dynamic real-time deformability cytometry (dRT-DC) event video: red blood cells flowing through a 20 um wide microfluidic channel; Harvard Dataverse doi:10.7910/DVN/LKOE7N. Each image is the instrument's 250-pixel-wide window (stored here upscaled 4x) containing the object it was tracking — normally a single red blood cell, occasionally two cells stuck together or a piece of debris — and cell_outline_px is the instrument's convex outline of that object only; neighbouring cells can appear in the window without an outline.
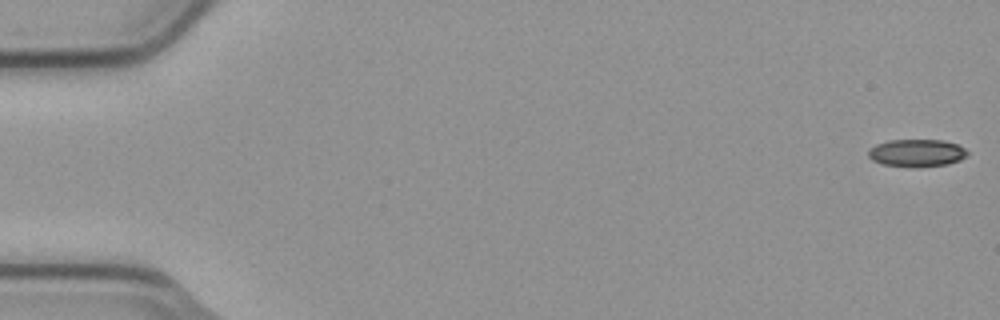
{"species": "common noctule bat (a hibernating species)", "species_latin": "Nyctalus noctula", "temperature_condition": "cold", "stored_images_in_passage": 7, "camera_frame_rate_fps": 3000, "um_per_image_px": 0.085, "animal": {"sex": "male", "body_mass_g": 23.1, "forearm_length_mm": 52.7}, "frame": {"image": 1, "passage_image": 1, "time_ms": 0.0, "image_size_px": [1000, 320], "cell_outline_px": [[968, 156], [960, 160], [948, 164], [884, 164], [872, 160], [868, 156], [868, 148], [876, 144], [888, 140], [944, 140], [956, 144], [964, 148], [968, 152]], "centroid_in_image_um": [77.92, 12.94], "position_along_channel_um": 7.1, "area_um2": 15.14}}
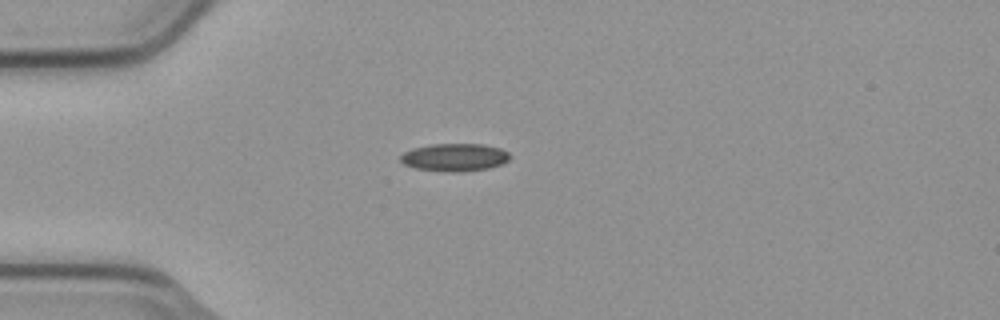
{"frame": {"image": 2, "passage_image": 5, "time_ms": 1.333, "image_size_px": [1000, 320], "cell_outline_px": [[512, 156], [508, 160], [500, 164], [488, 168], [460, 172], [448, 172], [416, 168], [404, 164], [400, 160], [400, 156], [404, 152], [412, 148], [432, 144], [484, 144], [500, 148], [508, 152]], "centroid_in_image_um": [38.65, 13.36], "position_along_channel_um": 46.4, "area_um2": 17.69}}
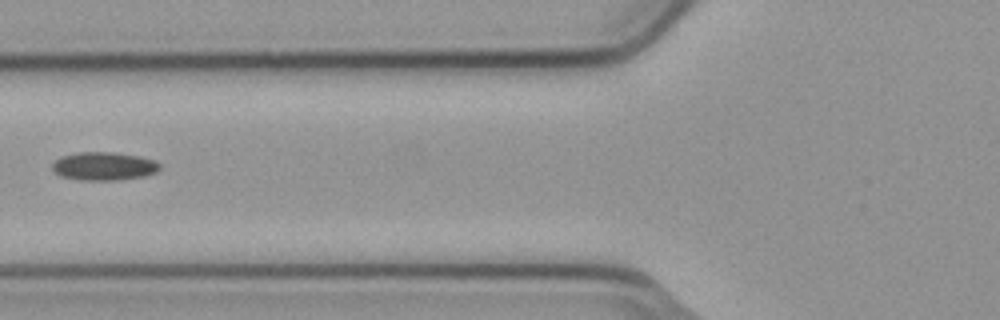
{"frame": {"image": 3, "passage_image": 7, "time_ms": 2.0, "image_size_px": [1000, 320], "cell_outline_px": [[160, 168], [156, 172], [144, 176], [120, 180], [80, 180], [60, 176], [52, 168], [52, 164], [56, 160], [64, 156], [80, 152], [112, 152], [140, 156], [152, 160], [160, 164]], "centroid_in_image_um": [8.84, 14.13], "position_along_channel_um": 117.0, "area_um2": 17.57}}